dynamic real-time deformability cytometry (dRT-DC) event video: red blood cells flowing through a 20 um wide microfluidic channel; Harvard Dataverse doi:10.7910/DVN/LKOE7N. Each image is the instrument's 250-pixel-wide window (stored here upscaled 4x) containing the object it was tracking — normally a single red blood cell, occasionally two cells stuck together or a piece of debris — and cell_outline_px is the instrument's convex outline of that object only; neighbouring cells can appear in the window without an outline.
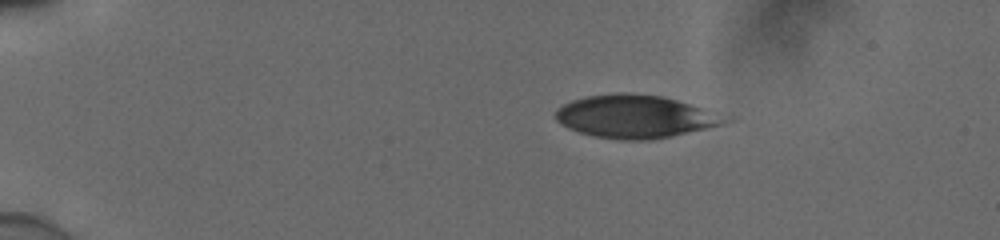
{"species": "human", "species_latin": "Homo sapiens", "temperature_condition": "cold", "stored_images_in_passage": 44, "camera_frame_rate_fps": 3000, "um_per_image_px": 0.085, "donor": {"sex": "male"}, "frame": {"image": 1, "passage_image": 1, "time_ms": 0.0, "image_size_px": [1000, 240], "cell_outline_px": [[736, 120], [724, 124], [672, 136], [652, 140], [620, 140], [592, 136], [568, 128], [560, 124], [556, 120], [556, 108], [572, 100], [588, 96], [616, 92], [620, 92], [660, 96], [676, 100], [736, 116]], "centroid_in_image_um": [54.09, 9.91], "position_along_channel_um": 30.9, "area_um2": 43.0}}
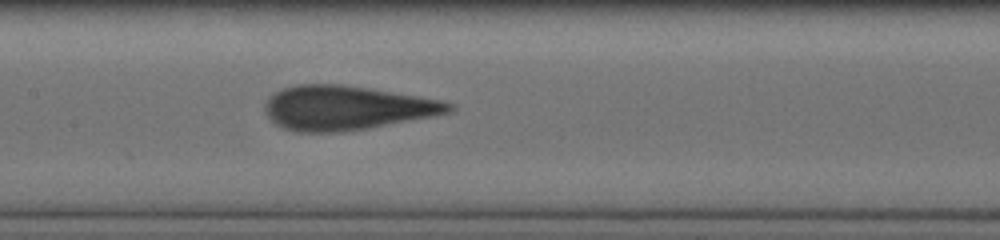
{"frame": {"image": 2, "passage_image": 19, "time_ms": 6.0, "image_size_px": [1000, 240], "cell_outline_px": [[456, 108], [452, 112], [432, 116], [368, 128], [344, 132], [296, 132], [284, 128], [276, 124], [268, 116], [264, 108], [264, 104], [268, 96], [284, 88], [296, 84], [336, 84], [364, 88], [416, 96], [440, 100], [452, 104]], "centroid_in_image_um": [29.41, 9.18], "position_along_channel_um": 178.0, "area_um2": 46.99}}
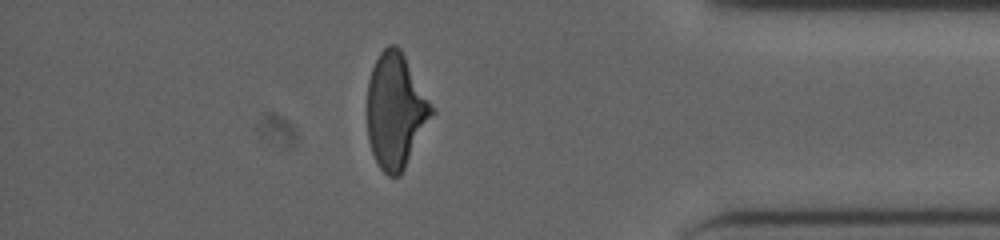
{"frame": {"image": 3, "passage_image": 38, "time_ms": 12.333, "image_size_px": [1000, 240], "cell_outline_px": [[436, 112], [400, 176], [388, 176], [380, 168], [372, 152], [368, 140], [368, 80], [372, 68], [380, 52], [388, 44], [396, 44], [400, 48]], "centroid_in_image_um": [33.64, 9.42], "position_along_channel_um": 401.6, "area_um2": 43.06}, "authors_computed_cell_mechanics": {"area_um2": 45.8065, "velocity_mm_per_s": 3.9038, "shape_relaxation_time_tau1_ms": 5.9114, "shape_relaxation_time_tau2_ms": 1.0152, "deformation_change_tau1": 0.1762, "deformation_change_tau2": 0.0833}}